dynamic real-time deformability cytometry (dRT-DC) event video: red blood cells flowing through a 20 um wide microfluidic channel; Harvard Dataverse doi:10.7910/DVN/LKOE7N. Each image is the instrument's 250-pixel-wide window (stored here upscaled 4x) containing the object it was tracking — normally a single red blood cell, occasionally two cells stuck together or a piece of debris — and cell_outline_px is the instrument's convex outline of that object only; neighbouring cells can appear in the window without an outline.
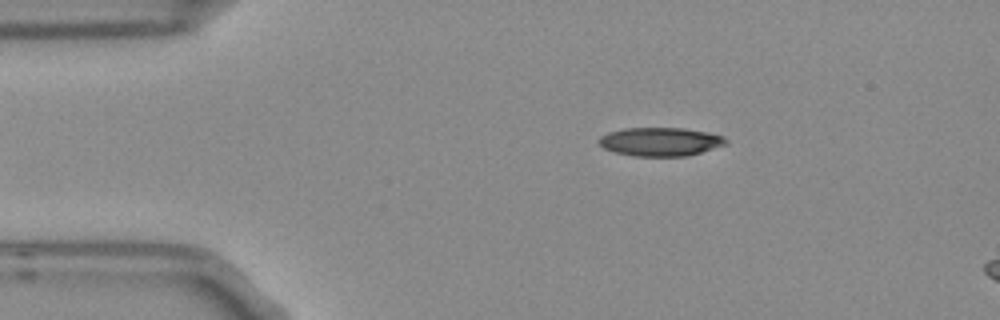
{"species": "Egyptian fruit bat (a non-hibernating species)", "species_latin": "Rousettus aegyptiacus", "temperature_condition": "room temperature", "stored_images_in_passage": 6, "camera_frame_rate_fps": 3000, "um_per_image_px": 0.085, "frame": {"image": 1, "passage_image": 2, "time_ms": 0.333, "image_size_px": [1000, 320], "cell_outline_px": [[728, 144], [688, 156], [632, 156], [616, 152], [604, 148], [596, 140], [600, 136], [608, 132], [624, 128], [684, 128], [708, 132], [724, 136], [728, 140]], "centroid_in_image_um": [56.15, 12.04], "position_along_channel_um": 28.9, "area_um2": 21.33}}
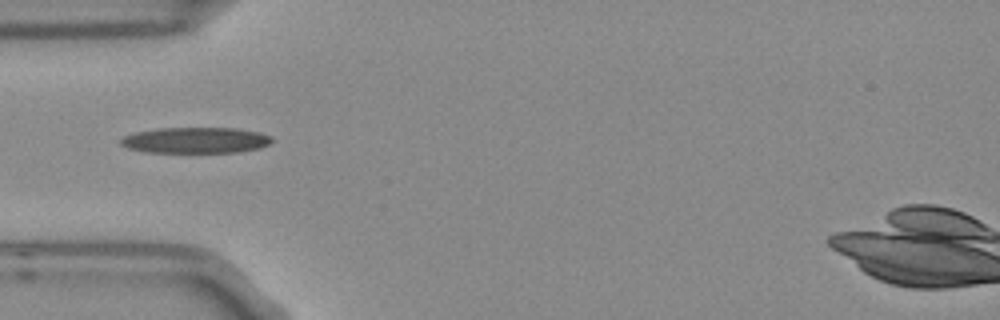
{"frame": {"image": 2, "passage_image": 4, "time_ms": 1.0, "image_size_px": [1000, 320], "cell_outline_px": [[272, 140], [268, 144], [260, 148], [240, 152], [144, 152], [128, 148], [120, 144], [120, 140], [124, 136], [136, 132], [156, 128], [236, 128], [260, 132], [272, 136]], "centroid_in_image_um": [16.63, 11.92], "position_along_channel_um": 68.4, "area_um2": 22.89}}
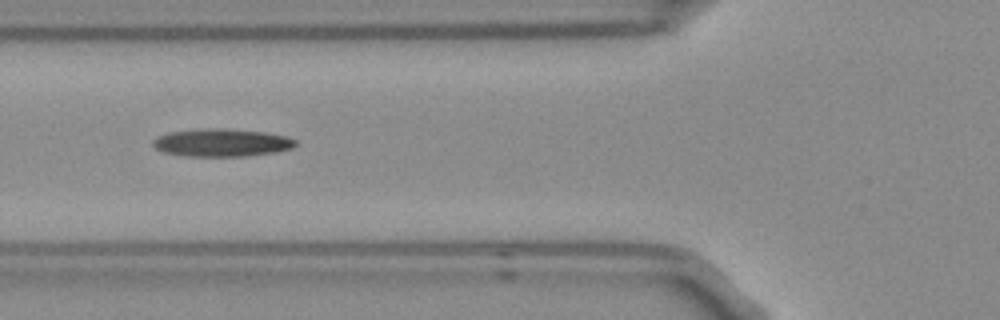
{"frame": {"image": 3, "passage_image": 5, "time_ms": 1.333, "image_size_px": [1000, 320], "cell_outline_px": [[296, 144], [292, 148], [276, 152], [248, 156], [184, 156], [164, 152], [156, 148], [152, 144], [152, 140], [168, 132], [204, 128], [224, 128], [264, 132], [284, 136], [296, 140]], "centroid_in_image_um": [18.83, 12.12], "position_along_channel_um": 107.0, "area_um2": 23.06}}